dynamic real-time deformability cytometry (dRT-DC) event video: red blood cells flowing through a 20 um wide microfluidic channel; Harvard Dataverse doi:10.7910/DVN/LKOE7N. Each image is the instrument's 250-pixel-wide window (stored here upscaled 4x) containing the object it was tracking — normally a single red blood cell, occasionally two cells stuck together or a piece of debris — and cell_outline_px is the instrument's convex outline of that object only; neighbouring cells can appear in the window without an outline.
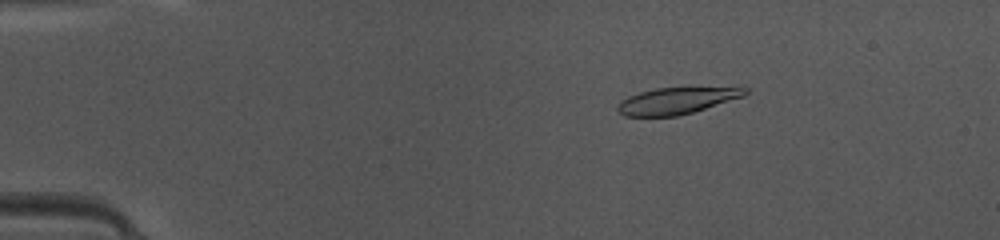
{"species": "common noctule bat (a hibernating species)", "species_latin": "Nyctalus noctula", "temperature_condition": "warm", "stored_images_in_passage": 48, "camera_frame_rate_fps": 3000, "um_per_image_px": 0.085, "animal": {"sex": "female", "body_mass_g": 10.0, "forearm_length_mm": 53.1}, "frame": {"image": 1, "passage_image": 9, "time_ms": 2.667, "image_size_px": [1000, 240], "cell_outline_px": [[748, 92], [744, 96], [692, 112], [676, 116], [624, 116], [616, 108], [620, 100], [628, 96], [640, 92], [656, 88], [744, 84], [748, 88]], "centroid_in_image_um": [57.67, 8.49], "position_along_channel_um": 27.3, "area_um2": 20.63}}
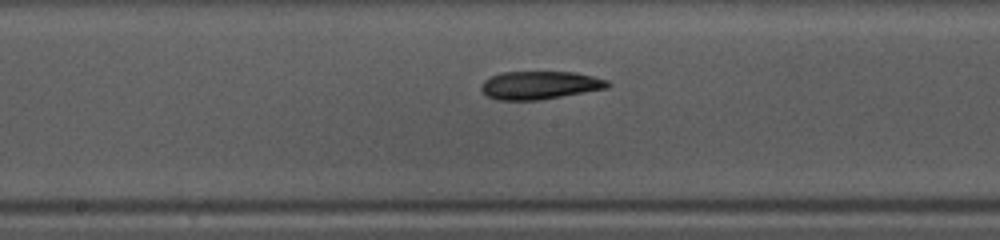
{"frame": {"image": 2, "passage_image": 26, "time_ms": 8.333, "image_size_px": [1000, 240], "cell_outline_px": [[612, 84], [608, 88], [540, 100], [496, 100], [488, 96], [480, 88], [480, 84], [484, 80], [492, 76], [504, 72], [576, 72], [608, 80]], "centroid_in_image_um": [45.9, 7.24], "position_along_channel_um": 202.3, "area_um2": 20.75}}
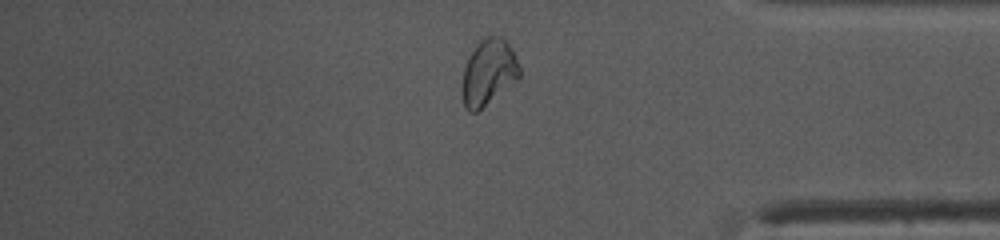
{"frame": {"image": 3, "passage_image": 41, "time_ms": 13.333, "image_size_px": [1000, 240], "cell_outline_px": [[520, 76], [476, 112], [468, 112], [464, 108], [460, 92], [460, 84], [464, 68], [472, 52], [480, 40], [488, 36], [500, 36], [512, 48], [520, 68]], "centroid_in_image_um": [41.47, 6.17], "position_along_channel_um": 393.7, "area_um2": 21.79}, "authors_computed_cell_mechanics": {"area_um2": 20.8369, "velocity_mm_per_s": 4.1758, "shape_relaxation_time_tau1_ms": 8.389, "shape_relaxation_time_tau2_ms": 9.2028, "deformation_change_tau1": 0.244, "deformation_change_tau2": 0.169}}